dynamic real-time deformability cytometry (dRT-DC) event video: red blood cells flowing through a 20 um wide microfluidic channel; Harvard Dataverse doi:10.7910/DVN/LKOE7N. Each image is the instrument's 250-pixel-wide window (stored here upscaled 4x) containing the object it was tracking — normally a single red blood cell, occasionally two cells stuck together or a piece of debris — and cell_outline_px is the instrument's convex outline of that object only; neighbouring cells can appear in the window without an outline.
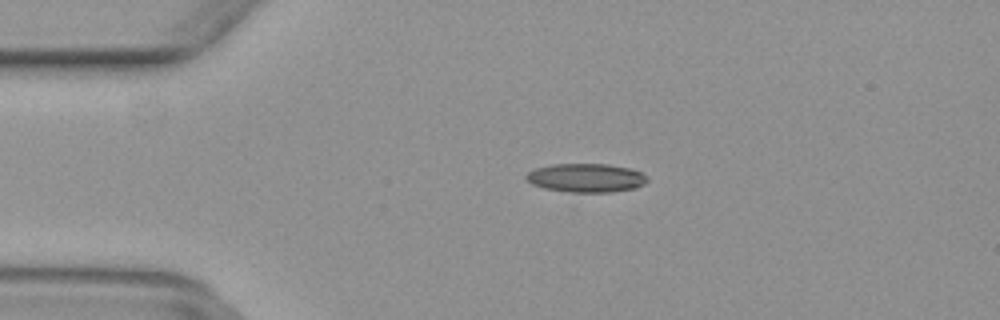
{"species": "common noctule bat (a hibernating species)", "species_latin": "Nyctalus noctula", "temperature_condition": "warm", "stored_images_in_passage": 40, "camera_frame_rate_fps": 3000, "um_per_image_px": 0.085, "animal": {"sex": "female", "body_mass_g": 29.2, "forearm_length_mm": 56.3}, "frame": {"image": 1, "passage_image": 9, "time_ms": 2.667, "image_size_px": [1000, 320], "cell_outline_px": [[648, 180], [644, 184], [636, 188], [612, 192], [568, 192], [544, 188], [532, 184], [524, 180], [524, 176], [528, 172], [536, 168], [552, 164], [608, 164], [628, 168], [640, 172], [648, 176]], "centroid_in_image_um": [49.8, 15.12], "position_along_channel_um": 35.2, "area_um2": 20.4}}
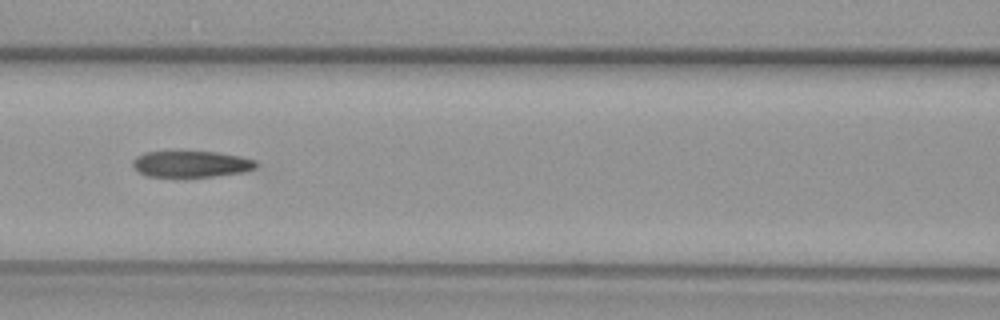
{"frame": {"image": 2, "passage_image": 20, "time_ms": 6.333, "image_size_px": [1000, 320], "cell_outline_px": [[260, 164], [256, 168], [244, 172], [184, 180], [144, 176], [132, 164], [132, 160], [136, 156], [144, 152], [216, 152], [240, 156], [256, 160]], "centroid_in_image_um": [16.24, 13.99], "position_along_channel_um": 150.4, "area_um2": 19.83}}
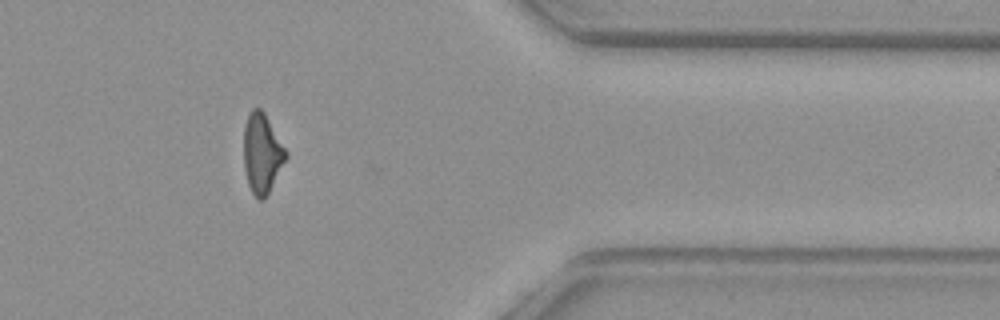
{"frame": {"image": 3, "passage_image": 39, "time_ms": 12.667, "image_size_px": [1000, 320], "cell_outline_px": [[288, 156], [264, 200], [260, 200], [252, 192], [248, 184], [244, 168], [244, 124], [248, 112], [252, 108], [260, 108], [264, 112], [288, 152]], "centroid_in_image_um": [22.26, 13.0], "position_along_channel_um": 389.1, "area_um2": 19.59}}